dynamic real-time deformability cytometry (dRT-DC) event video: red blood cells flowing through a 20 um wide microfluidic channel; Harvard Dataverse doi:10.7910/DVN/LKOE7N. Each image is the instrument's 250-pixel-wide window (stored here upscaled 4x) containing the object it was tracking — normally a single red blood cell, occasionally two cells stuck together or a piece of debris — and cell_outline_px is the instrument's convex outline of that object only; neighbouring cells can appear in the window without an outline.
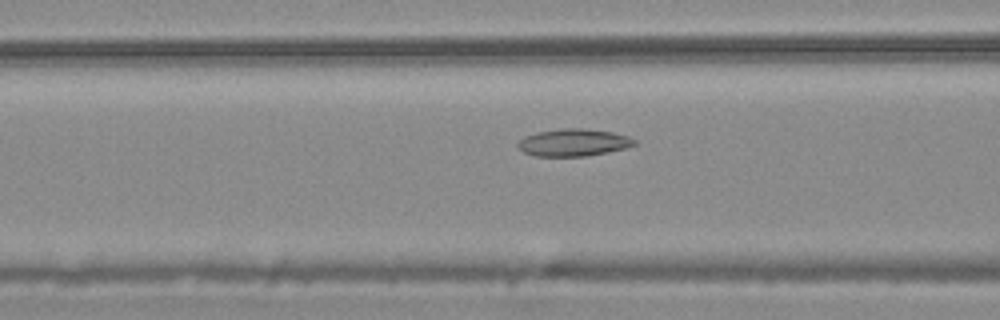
{"species": "common noctule bat (a hibernating species)", "species_latin": "Nyctalus noctula", "temperature_condition": "warm", "stored_images_in_passage": 42, "camera_frame_rate_fps": 3000, "um_per_image_px": 0.085, "animal": {"sex": "male", "body_mass_g": 20.4}, "frame": {"image": 1, "passage_image": 9, "time_ms": 2.667, "image_size_px": [1000, 320], "cell_outline_px": [[636, 144], [628, 148], [588, 156], [536, 156], [524, 152], [516, 144], [524, 136], [536, 132], [564, 128], [584, 128], [612, 132], [628, 136], [636, 140]], "centroid_in_image_um": [48.77, 12.11], "position_along_channel_um": 117.8, "area_um2": 18.61}}
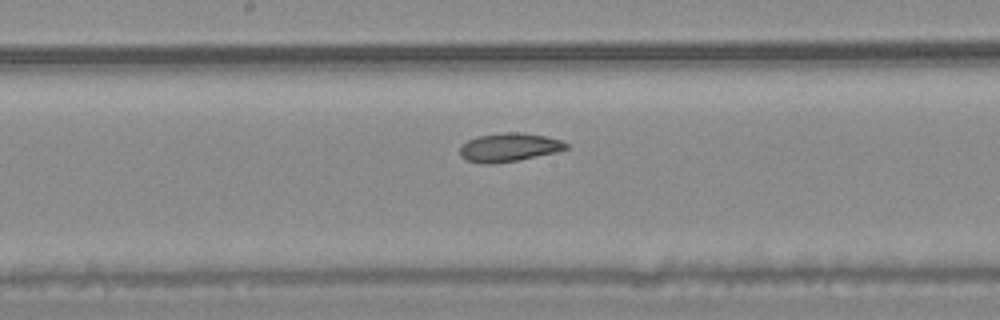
{"frame": {"image": 2, "passage_image": 16, "time_ms": 5.0, "image_size_px": [1000, 320], "cell_outline_px": [[568, 148], [556, 152], [520, 160], [492, 164], [484, 164], [464, 160], [460, 156], [460, 144], [476, 136], [508, 132], [520, 132], [544, 136], [560, 140], [568, 144]], "centroid_in_image_um": [43.22, 12.53], "position_along_channel_um": 205.0, "area_um2": 17.8}}
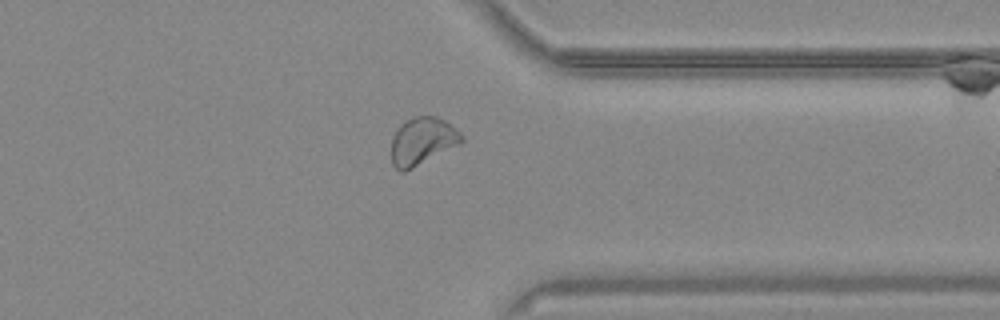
{"frame": {"image": 3, "passage_image": 30, "time_ms": 9.667, "image_size_px": [1000, 320], "cell_outline_px": [[464, 140], [460, 144], [404, 172], [400, 172], [392, 164], [392, 136], [400, 124], [412, 116], [436, 116], [444, 120], [456, 128], [464, 136]], "centroid_in_image_um": [35.9, 11.98], "position_along_channel_um": 375.5, "area_um2": 19.48}, "authors_computed_cell_mechanics": {"area_um2": 18.8139, "velocity_mm_per_s": 3.7393, "shape_relaxation_time_tau1_ms": 7.9478, "shape_relaxation_time_tau2_ms": 3.3878, "deformation_change_tau1": 0.1415, "deformation_change_tau2": 0.0888}}